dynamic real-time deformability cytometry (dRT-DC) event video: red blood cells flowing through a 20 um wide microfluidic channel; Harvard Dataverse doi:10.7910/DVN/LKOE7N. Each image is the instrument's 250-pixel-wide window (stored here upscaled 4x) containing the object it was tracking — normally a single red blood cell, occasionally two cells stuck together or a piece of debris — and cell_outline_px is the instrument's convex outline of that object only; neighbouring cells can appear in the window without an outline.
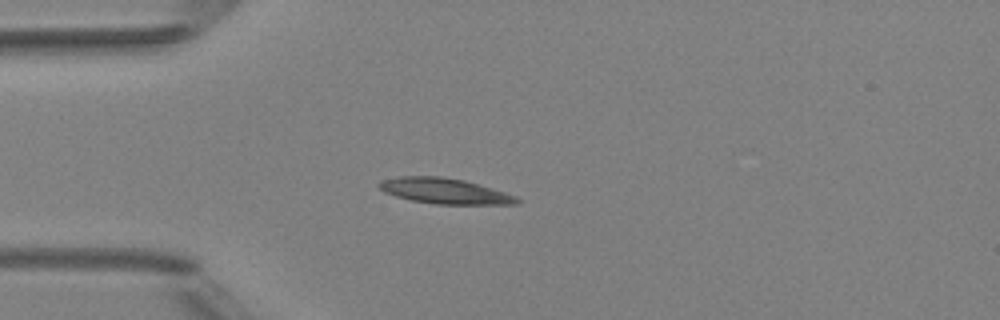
{"species": "Egyptian fruit bat (a non-hibernating species)", "species_latin": "Rousettus aegyptiacus", "temperature_condition": "room temperature", "stored_images_in_passage": 4, "camera_frame_rate_fps": 3000, "um_per_image_px": 0.085, "animal": {"sex": "female"}, "frame": {"image": 1, "passage_image": 3, "time_ms": 2.333, "image_size_px": [1000, 320], "cell_outline_px": [[520, 204], [436, 204], [412, 200], [396, 196], [384, 192], [376, 184], [384, 180], [400, 176], [440, 176], [464, 180], [492, 188], [516, 196], [520, 200]], "centroid_in_image_um": [37.81, 16.23], "position_along_channel_um": 47.2, "area_um2": 20.35}}